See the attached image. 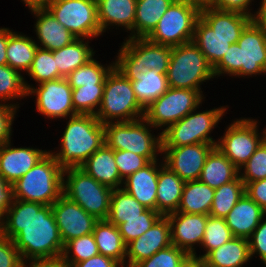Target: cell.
<instances>
[{
  "instance_id": "obj_1",
  "label": "cell",
  "mask_w": 266,
  "mask_h": 267,
  "mask_svg": "<svg viewBox=\"0 0 266 267\" xmlns=\"http://www.w3.org/2000/svg\"><path fill=\"white\" fill-rule=\"evenodd\" d=\"M0 222L23 262L61 257L64 243L50 205L15 199Z\"/></svg>"
},
{
  "instance_id": "obj_2",
  "label": "cell",
  "mask_w": 266,
  "mask_h": 267,
  "mask_svg": "<svg viewBox=\"0 0 266 267\" xmlns=\"http://www.w3.org/2000/svg\"><path fill=\"white\" fill-rule=\"evenodd\" d=\"M251 21L252 17L248 15L203 5L192 41L205 55L209 65L214 68L231 44L237 43L242 31Z\"/></svg>"
},
{
  "instance_id": "obj_3",
  "label": "cell",
  "mask_w": 266,
  "mask_h": 267,
  "mask_svg": "<svg viewBox=\"0 0 266 267\" xmlns=\"http://www.w3.org/2000/svg\"><path fill=\"white\" fill-rule=\"evenodd\" d=\"M104 144V125L96 116L77 114L67 122L61 139V150L51 154L63 169L80 167Z\"/></svg>"
},
{
  "instance_id": "obj_4",
  "label": "cell",
  "mask_w": 266,
  "mask_h": 267,
  "mask_svg": "<svg viewBox=\"0 0 266 267\" xmlns=\"http://www.w3.org/2000/svg\"><path fill=\"white\" fill-rule=\"evenodd\" d=\"M266 74V33L252 20L213 68L214 77Z\"/></svg>"
},
{
  "instance_id": "obj_5",
  "label": "cell",
  "mask_w": 266,
  "mask_h": 267,
  "mask_svg": "<svg viewBox=\"0 0 266 267\" xmlns=\"http://www.w3.org/2000/svg\"><path fill=\"white\" fill-rule=\"evenodd\" d=\"M63 171L48 152L13 184L14 198L51 206L63 195Z\"/></svg>"
},
{
  "instance_id": "obj_6",
  "label": "cell",
  "mask_w": 266,
  "mask_h": 267,
  "mask_svg": "<svg viewBox=\"0 0 266 267\" xmlns=\"http://www.w3.org/2000/svg\"><path fill=\"white\" fill-rule=\"evenodd\" d=\"M145 110L139 105L131 81L115 66L105 78L102 101L96 118L104 125L113 122L136 121L144 118Z\"/></svg>"
},
{
  "instance_id": "obj_7",
  "label": "cell",
  "mask_w": 266,
  "mask_h": 267,
  "mask_svg": "<svg viewBox=\"0 0 266 267\" xmlns=\"http://www.w3.org/2000/svg\"><path fill=\"white\" fill-rule=\"evenodd\" d=\"M201 7L193 1L174 0L146 38L171 47L191 42Z\"/></svg>"
},
{
  "instance_id": "obj_8",
  "label": "cell",
  "mask_w": 266,
  "mask_h": 267,
  "mask_svg": "<svg viewBox=\"0 0 266 267\" xmlns=\"http://www.w3.org/2000/svg\"><path fill=\"white\" fill-rule=\"evenodd\" d=\"M149 126L152 127L144 118L104 124L105 144L113 150L146 157L150 162L158 160L156 152L162 154L161 133L157 138L153 137Z\"/></svg>"
},
{
  "instance_id": "obj_9",
  "label": "cell",
  "mask_w": 266,
  "mask_h": 267,
  "mask_svg": "<svg viewBox=\"0 0 266 267\" xmlns=\"http://www.w3.org/2000/svg\"><path fill=\"white\" fill-rule=\"evenodd\" d=\"M63 195L80 205L97 220H106L110 211L111 188L97 182L80 167L63 171Z\"/></svg>"
},
{
  "instance_id": "obj_10",
  "label": "cell",
  "mask_w": 266,
  "mask_h": 267,
  "mask_svg": "<svg viewBox=\"0 0 266 267\" xmlns=\"http://www.w3.org/2000/svg\"><path fill=\"white\" fill-rule=\"evenodd\" d=\"M170 88L200 91V83L214 78L213 68L193 41L172 47L167 69Z\"/></svg>"
},
{
  "instance_id": "obj_11",
  "label": "cell",
  "mask_w": 266,
  "mask_h": 267,
  "mask_svg": "<svg viewBox=\"0 0 266 267\" xmlns=\"http://www.w3.org/2000/svg\"><path fill=\"white\" fill-rule=\"evenodd\" d=\"M195 110L161 132L162 148H176L197 143L216 146L217 142L209 134L225 115L226 107L198 113H195Z\"/></svg>"
},
{
  "instance_id": "obj_12",
  "label": "cell",
  "mask_w": 266,
  "mask_h": 267,
  "mask_svg": "<svg viewBox=\"0 0 266 267\" xmlns=\"http://www.w3.org/2000/svg\"><path fill=\"white\" fill-rule=\"evenodd\" d=\"M119 50L115 67L121 73H147L149 69L166 74L172 47L147 38H128Z\"/></svg>"
},
{
  "instance_id": "obj_13",
  "label": "cell",
  "mask_w": 266,
  "mask_h": 267,
  "mask_svg": "<svg viewBox=\"0 0 266 267\" xmlns=\"http://www.w3.org/2000/svg\"><path fill=\"white\" fill-rule=\"evenodd\" d=\"M45 7L77 39L102 35L96 0H49Z\"/></svg>"
},
{
  "instance_id": "obj_14",
  "label": "cell",
  "mask_w": 266,
  "mask_h": 267,
  "mask_svg": "<svg viewBox=\"0 0 266 267\" xmlns=\"http://www.w3.org/2000/svg\"><path fill=\"white\" fill-rule=\"evenodd\" d=\"M202 91L182 88L168 90L145 109L144 119L153 127L170 126L197 109Z\"/></svg>"
},
{
  "instance_id": "obj_15",
  "label": "cell",
  "mask_w": 266,
  "mask_h": 267,
  "mask_svg": "<svg viewBox=\"0 0 266 267\" xmlns=\"http://www.w3.org/2000/svg\"><path fill=\"white\" fill-rule=\"evenodd\" d=\"M257 123L254 119L245 118L234 121L215 146L239 169V173L266 139V129L262 133L263 136L259 137Z\"/></svg>"
},
{
  "instance_id": "obj_16",
  "label": "cell",
  "mask_w": 266,
  "mask_h": 267,
  "mask_svg": "<svg viewBox=\"0 0 266 267\" xmlns=\"http://www.w3.org/2000/svg\"><path fill=\"white\" fill-rule=\"evenodd\" d=\"M38 85V88H33L25 82L28 96L36 94V108L40 114L50 119L77 115L72 103V87L66 78L44 81Z\"/></svg>"
},
{
  "instance_id": "obj_17",
  "label": "cell",
  "mask_w": 266,
  "mask_h": 267,
  "mask_svg": "<svg viewBox=\"0 0 266 267\" xmlns=\"http://www.w3.org/2000/svg\"><path fill=\"white\" fill-rule=\"evenodd\" d=\"M51 209L64 245L72 239L91 234L99 221L65 195L57 199Z\"/></svg>"
},
{
  "instance_id": "obj_18",
  "label": "cell",
  "mask_w": 266,
  "mask_h": 267,
  "mask_svg": "<svg viewBox=\"0 0 266 267\" xmlns=\"http://www.w3.org/2000/svg\"><path fill=\"white\" fill-rule=\"evenodd\" d=\"M215 147L212 144L197 143L176 148H162L164 164L182 180H198L206 158Z\"/></svg>"
},
{
  "instance_id": "obj_19",
  "label": "cell",
  "mask_w": 266,
  "mask_h": 267,
  "mask_svg": "<svg viewBox=\"0 0 266 267\" xmlns=\"http://www.w3.org/2000/svg\"><path fill=\"white\" fill-rule=\"evenodd\" d=\"M170 245H172L170 222L167 216H161L143 235L126 245L128 267H135Z\"/></svg>"
},
{
  "instance_id": "obj_20",
  "label": "cell",
  "mask_w": 266,
  "mask_h": 267,
  "mask_svg": "<svg viewBox=\"0 0 266 267\" xmlns=\"http://www.w3.org/2000/svg\"><path fill=\"white\" fill-rule=\"evenodd\" d=\"M166 216L170 222L172 245L197 256L193 245L202 243L208 215L177 211Z\"/></svg>"
},
{
  "instance_id": "obj_21",
  "label": "cell",
  "mask_w": 266,
  "mask_h": 267,
  "mask_svg": "<svg viewBox=\"0 0 266 267\" xmlns=\"http://www.w3.org/2000/svg\"><path fill=\"white\" fill-rule=\"evenodd\" d=\"M11 141L0 146V175L13 185L49 152L33 148H12Z\"/></svg>"
},
{
  "instance_id": "obj_22",
  "label": "cell",
  "mask_w": 266,
  "mask_h": 267,
  "mask_svg": "<svg viewBox=\"0 0 266 267\" xmlns=\"http://www.w3.org/2000/svg\"><path fill=\"white\" fill-rule=\"evenodd\" d=\"M30 10L37 17L35 32L42 46H38L39 48L54 51L77 39L46 7H34Z\"/></svg>"
},
{
  "instance_id": "obj_23",
  "label": "cell",
  "mask_w": 266,
  "mask_h": 267,
  "mask_svg": "<svg viewBox=\"0 0 266 267\" xmlns=\"http://www.w3.org/2000/svg\"><path fill=\"white\" fill-rule=\"evenodd\" d=\"M266 212L246 193L224 218L234 237L248 239Z\"/></svg>"
},
{
  "instance_id": "obj_24",
  "label": "cell",
  "mask_w": 266,
  "mask_h": 267,
  "mask_svg": "<svg viewBox=\"0 0 266 267\" xmlns=\"http://www.w3.org/2000/svg\"><path fill=\"white\" fill-rule=\"evenodd\" d=\"M157 160L129 175L123 184L127 193L132 195L147 209L156 211L157 181L160 168Z\"/></svg>"
},
{
  "instance_id": "obj_25",
  "label": "cell",
  "mask_w": 266,
  "mask_h": 267,
  "mask_svg": "<svg viewBox=\"0 0 266 267\" xmlns=\"http://www.w3.org/2000/svg\"><path fill=\"white\" fill-rule=\"evenodd\" d=\"M80 168L97 182L111 188L119 189L124 180L120 177L114 157V150L104 144L91 155Z\"/></svg>"
},
{
  "instance_id": "obj_26",
  "label": "cell",
  "mask_w": 266,
  "mask_h": 267,
  "mask_svg": "<svg viewBox=\"0 0 266 267\" xmlns=\"http://www.w3.org/2000/svg\"><path fill=\"white\" fill-rule=\"evenodd\" d=\"M98 22L101 32L109 25L123 26L131 31L129 38H134V23L137 0H96ZM115 24V25H114Z\"/></svg>"
},
{
  "instance_id": "obj_27",
  "label": "cell",
  "mask_w": 266,
  "mask_h": 267,
  "mask_svg": "<svg viewBox=\"0 0 266 267\" xmlns=\"http://www.w3.org/2000/svg\"><path fill=\"white\" fill-rule=\"evenodd\" d=\"M157 181L156 211L162 216L177 212L185 181L164 163L161 164Z\"/></svg>"
},
{
  "instance_id": "obj_28",
  "label": "cell",
  "mask_w": 266,
  "mask_h": 267,
  "mask_svg": "<svg viewBox=\"0 0 266 267\" xmlns=\"http://www.w3.org/2000/svg\"><path fill=\"white\" fill-rule=\"evenodd\" d=\"M122 74L131 81L136 99L144 110L169 88L166 74H159L154 69H149L147 73Z\"/></svg>"
},
{
  "instance_id": "obj_29",
  "label": "cell",
  "mask_w": 266,
  "mask_h": 267,
  "mask_svg": "<svg viewBox=\"0 0 266 267\" xmlns=\"http://www.w3.org/2000/svg\"><path fill=\"white\" fill-rule=\"evenodd\" d=\"M239 169L216 147L208 154L199 181L213 189L235 180Z\"/></svg>"
},
{
  "instance_id": "obj_30",
  "label": "cell",
  "mask_w": 266,
  "mask_h": 267,
  "mask_svg": "<svg viewBox=\"0 0 266 267\" xmlns=\"http://www.w3.org/2000/svg\"><path fill=\"white\" fill-rule=\"evenodd\" d=\"M250 258L248 239L233 237L203 259L211 267H242Z\"/></svg>"
},
{
  "instance_id": "obj_31",
  "label": "cell",
  "mask_w": 266,
  "mask_h": 267,
  "mask_svg": "<svg viewBox=\"0 0 266 267\" xmlns=\"http://www.w3.org/2000/svg\"><path fill=\"white\" fill-rule=\"evenodd\" d=\"M98 246L99 254L117 261L121 267H125L126 244L124 243L118 227L107 220H99L92 232Z\"/></svg>"
},
{
  "instance_id": "obj_32",
  "label": "cell",
  "mask_w": 266,
  "mask_h": 267,
  "mask_svg": "<svg viewBox=\"0 0 266 267\" xmlns=\"http://www.w3.org/2000/svg\"><path fill=\"white\" fill-rule=\"evenodd\" d=\"M215 189L199 180L186 181L178 212L209 215Z\"/></svg>"
},
{
  "instance_id": "obj_33",
  "label": "cell",
  "mask_w": 266,
  "mask_h": 267,
  "mask_svg": "<svg viewBox=\"0 0 266 267\" xmlns=\"http://www.w3.org/2000/svg\"><path fill=\"white\" fill-rule=\"evenodd\" d=\"M32 38L12 32L8 29V42L6 48L7 65L14 70L25 72L30 69L38 44Z\"/></svg>"
},
{
  "instance_id": "obj_34",
  "label": "cell",
  "mask_w": 266,
  "mask_h": 267,
  "mask_svg": "<svg viewBox=\"0 0 266 267\" xmlns=\"http://www.w3.org/2000/svg\"><path fill=\"white\" fill-rule=\"evenodd\" d=\"M174 0H137L134 38H146Z\"/></svg>"
},
{
  "instance_id": "obj_35",
  "label": "cell",
  "mask_w": 266,
  "mask_h": 267,
  "mask_svg": "<svg viewBox=\"0 0 266 267\" xmlns=\"http://www.w3.org/2000/svg\"><path fill=\"white\" fill-rule=\"evenodd\" d=\"M84 39H75L71 44L53 51L59 73L65 78L75 69L83 66L93 58L92 48Z\"/></svg>"
},
{
  "instance_id": "obj_36",
  "label": "cell",
  "mask_w": 266,
  "mask_h": 267,
  "mask_svg": "<svg viewBox=\"0 0 266 267\" xmlns=\"http://www.w3.org/2000/svg\"><path fill=\"white\" fill-rule=\"evenodd\" d=\"M147 208L139 203L123 188L113 189L110 200V211L107 221L115 226L125 223L126 219L144 218Z\"/></svg>"
},
{
  "instance_id": "obj_37",
  "label": "cell",
  "mask_w": 266,
  "mask_h": 267,
  "mask_svg": "<svg viewBox=\"0 0 266 267\" xmlns=\"http://www.w3.org/2000/svg\"><path fill=\"white\" fill-rule=\"evenodd\" d=\"M244 193L245 184L240 176L216 188L209 215L217 218H225Z\"/></svg>"
},
{
  "instance_id": "obj_38",
  "label": "cell",
  "mask_w": 266,
  "mask_h": 267,
  "mask_svg": "<svg viewBox=\"0 0 266 267\" xmlns=\"http://www.w3.org/2000/svg\"><path fill=\"white\" fill-rule=\"evenodd\" d=\"M115 66V63L105 67L95 59H90L87 63L71 72L65 77L69 85L74 88L95 84H105V78Z\"/></svg>"
},
{
  "instance_id": "obj_39",
  "label": "cell",
  "mask_w": 266,
  "mask_h": 267,
  "mask_svg": "<svg viewBox=\"0 0 266 267\" xmlns=\"http://www.w3.org/2000/svg\"><path fill=\"white\" fill-rule=\"evenodd\" d=\"M104 86L105 84H95L72 89L74 111L77 114L96 115L102 101Z\"/></svg>"
},
{
  "instance_id": "obj_40",
  "label": "cell",
  "mask_w": 266,
  "mask_h": 267,
  "mask_svg": "<svg viewBox=\"0 0 266 267\" xmlns=\"http://www.w3.org/2000/svg\"><path fill=\"white\" fill-rule=\"evenodd\" d=\"M98 254V246L91 233L68 241L64 245L61 257L72 267L75 263L85 261Z\"/></svg>"
},
{
  "instance_id": "obj_41",
  "label": "cell",
  "mask_w": 266,
  "mask_h": 267,
  "mask_svg": "<svg viewBox=\"0 0 266 267\" xmlns=\"http://www.w3.org/2000/svg\"><path fill=\"white\" fill-rule=\"evenodd\" d=\"M233 237L232 231L227 226L224 218L208 215L204 237L201 243L206 253L198 256V258H204L210 251L219 248Z\"/></svg>"
},
{
  "instance_id": "obj_42",
  "label": "cell",
  "mask_w": 266,
  "mask_h": 267,
  "mask_svg": "<svg viewBox=\"0 0 266 267\" xmlns=\"http://www.w3.org/2000/svg\"><path fill=\"white\" fill-rule=\"evenodd\" d=\"M28 75L39 84L44 81L64 78L58 71L53 51L37 48Z\"/></svg>"
},
{
  "instance_id": "obj_43",
  "label": "cell",
  "mask_w": 266,
  "mask_h": 267,
  "mask_svg": "<svg viewBox=\"0 0 266 267\" xmlns=\"http://www.w3.org/2000/svg\"><path fill=\"white\" fill-rule=\"evenodd\" d=\"M28 96L25 80L20 72L8 65H0V101Z\"/></svg>"
},
{
  "instance_id": "obj_44",
  "label": "cell",
  "mask_w": 266,
  "mask_h": 267,
  "mask_svg": "<svg viewBox=\"0 0 266 267\" xmlns=\"http://www.w3.org/2000/svg\"><path fill=\"white\" fill-rule=\"evenodd\" d=\"M161 216L157 211L146 209L144 218L126 219L125 223L119 224L117 227L124 243L127 245L143 235Z\"/></svg>"
},
{
  "instance_id": "obj_45",
  "label": "cell",
  "mask_w": 266,
  "mask_h": 267,
  "mask_svg": "<svg viewBox=\"0 0 266 267\" xmlns=\"http://www.w3.org/2000/svg\"><path fill=\"white\" fill-rule=\"evenodd\" d=\"M189 256L184 250L170 245L141 261L135 267H181Z\"/></svg>"
},
{
  "instance_id": "obj_46",
  "label": "cell",
  "mask_w": 266,
  "mask_h": 267,
  "mask_svg": "<svg viewBox=\"0 0 266 267\" xmlns=\"http://www.w3.org/2000/svg\"><path fill=\"white\" fill-rule=\"evenodd\" d=\"M242 168L244 169V173L239 174V176L245 185L248 182L266 178V139L255 150L254 154Z\"/></svg>"
},
{
  "instance_id": "obj_47",
  "label": "cell",
  "mask_w": 266,
  "mask_h": 267,
  "mask_svg": "<svg viewBox=\"0 0 266 267\" xmlns=\"http://www.w3.org/2000/svg\"><path fill=\"white\" fill-rule=\"evenodd\" d=\"M114 157L120 177L123 180L150 163L146 157L129 151L114 150Z\"/></svg>"
},
{
  "instance_id": "obj_48",
  "label": "cell",
  "mask_w": 266,
  "mask_h": 267,
  "mask_svg": "<svg viewBox=\"0 0 266 267\" xmlns=\"http://www.w3.org/2000/svg\"><path fill=\"white\" fill-rule=\"evenodd\" d=\"M19 250L12 239L0 234V267H22Z\"/></svg>"
},
{
  "instance_id": "obj_49",
  "label": "cell",
  "mask_w": 266,
  "mask_h": 267,
  "mask_svg": "<svg viewBox=\"0 0 266 267\" xmlns=\"http://www.w3.org/2000/svg\"><path fill=\"white\" fill-rule=\"evenodd\" d=\"M263 219L264 217L248 238V243L251 258L258 253L261 261L266 265V220L263 221Z\"/></svg>"
},
{
  "instance_id": "obj_50",
  "label": "cell",
  "mask_w": 266,
  "mask_h": 267,
  "mask_svg": "<svg viewBox=\"0 0 266 267\" xmlns=\"http://www.w3.org/2000/svg\"><path fill=\"white\" fill-rule=\"evenodd\" d=\"M16 105L0 103V146L11 141V126L18 107Z\"/></svg>"
},
{
  "instance_id": "obj_51",
  "label": "cell",
  "mask_w": 266,
  "mask_h": 267,
  "mask_svg": "<svg viewBox=\"0 0 266 267\" xmlns=\"http://www.w3.org/2000/svg\"><path fill=\"white\" fill-rule=\"evenodd\" d=\"M251 1L252 0H212L209 5L218 10L239 12L253 18L255 14L248 11V6Z\"/></svg>"
},
{
  "instance_id": "obj_52",
  "label": "cell",
  "mask_w": 266,
  "mask_h": 267,
  "mask_svg": "<svg viewBox=\"0 0 266 267\" xmlns=\"http://www.w3.org/2000/svg\"><path fill=\"white\" fill-rule=\"evenodd\" d=\"M245 193L266 212V178L248 182Z\"/></svg>"
},
{
  "instance_id": "obj_53",
  "label": "cell",
  "mask_w": 266,
  "mask_h": 267,
  "mask_svg": "<svg viewBox=\"0 0 266 267\" xmlns=\"http://www.w3.org/2000/svg\"><path fill=\"white\" fill-rule=\"evenodd\" d=\"M14 187L0 175V222L5 218L9 207L13 204Z\"/></svg>"
},
{
  "instance_id": "obj_54",
  "label": "cell",
  "mask_w": 266,
  "mask_h": 267,
  "mask_svg": "<svg viewBox=\"0 0 266 267\" xmlns=\"http://www.w3.org/2000/svg\"><path fill=\"white\" fill-rule=\"evenodd\" d=\"M114 259L102 254L95 255L85 261L75 263L72 267H119Z\"/></svg>"
},
{
  "instance_id": "obj_55",
  "label": "cell",
  "mask_w": 266,
  "mask_h": 267,
  "mask_svg": "<svg viewBox=\"0 0 266 267\" xmlns=\"http://www.w3.org/2000/svg\"><path fill=\"white\" fill-rule=\"evenodd\" d=\"M30 267H70L67 262L62 257L52 258V259H42L29 261ZM26 262H23L22 267L26 266Z\"/></svg>"
},
{
  "instance_id": "obj_56",
  "label": "cell",
  "mask_w": 266,
  "mask_h": 267,
  "mask_svg": "<svg viewBox=\"0 0 266 267\" xmlns=\"http://www.w3.org/2000/svg\"><path fill=\"white\" fill-rule=\"evenodd\" d=\"M8 28H0V65H7Z\"/></svg>"
},
{
  "instance_id": "obj_57",
  "label": "cell",
  "mask_w": 266,
  "mask_h": 267,
  "mask_svg": "<svg viewBox=\"0 0 266 267\" xmlns=\"http://www.w3.org/2000/svg\"><path fill=\"white\" fill-rule=\"evenodd\" d=\"M258 10L252 20L266 33V0H262Z\"/></svg>"
},
{
  "instance_id": "obj_58",
  "label": "cell",
  "mask_w": 266,
  "mask_h": 267,
  "mask_svg": "<svg viewBox=\"0 0 266 267\" xmlns=\"http://www.w3.org/2000/svg\"><path fill=\"white\" fill-rule=\"evenodd\" d=\"M181 267H204V259L190 255Z\"/></svg>"
},
{
  "instance_id": "obj_59",
  "label": "cell",
  "mask_w": 266,
  "mask_h": 267,
  "mask_svg": "<svg viewBox=\"0 0 266 267\" xmlns=\"http://www.w3.org/2000/svg\"><path fill=\"white\" fill-rule=\"evenodd\" d=\"M30 8L45 7L49 0H22Z\"/></svg>"
},
{
  "instance_id": "obj_60",
  "label": "cell",
  "mask_w": 266,
  "mask_h": 267,
  "mask_svg": "<svg viewBox=\"0 0 266 267\" xmlns=\"http://www.w3.org/2000/svg\"><path fill=\"white\" fill-rule=\"evenodd\" d=\"M189 1H193L195 3H198L201 6L209 5L212 2V0H189Z\"/></svg>"
},
{
  "instance_id": "obj_61",
  "label": "cell",
  "mask_w": 266,
  "mask_h": 267,
  "mask_svg": "<svg viewBox=\"0 0 266 267\" xmlns=\"http://www.w3.org/2000/svg\"><path fill=\"white\" fill-rule=\"evenodd\" d=\"M204 267H211L209 266L208 264L205 263V260H204Z\"/></svg>"
}]
</instances>
